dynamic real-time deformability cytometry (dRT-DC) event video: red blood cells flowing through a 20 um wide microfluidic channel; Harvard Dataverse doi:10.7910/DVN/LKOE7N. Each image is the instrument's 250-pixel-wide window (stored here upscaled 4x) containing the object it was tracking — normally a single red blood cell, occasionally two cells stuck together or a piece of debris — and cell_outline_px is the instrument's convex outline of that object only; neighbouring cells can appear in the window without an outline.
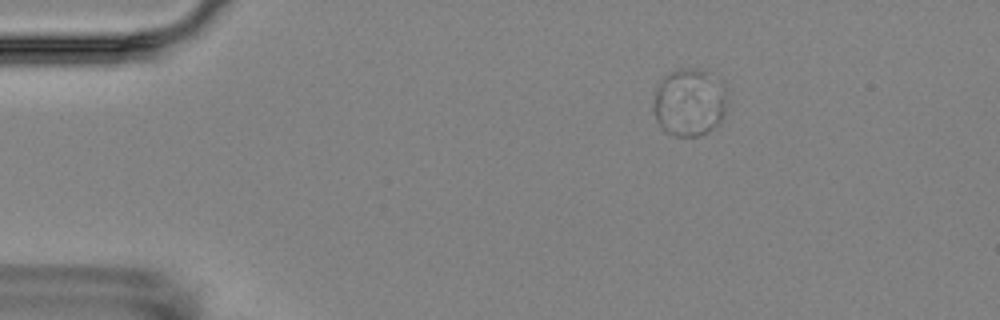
{"species": "Egyptian fruit bat (a non-hibernating species)", "species_latin": "Rousettus aegyptiacus", "temperature_condition": "room temperature", "stored_images_in_passage": 3, "camera_frame_rate_fps": 3000, "um_per_image_px": 0.085, "animal": {"sex": "female"}, "frame": {"image": 1, "passage_image": 1, "time_ms": 0.0, "image_size_px": [1000, 320], "cell_outline_px": [[728, 92], [724, 112], [720, 120], [708, 132], [696, 136], [676, 136], [664, 132], [656, 120], [652, 108], [652, 104], [656, 84], [664, 76], [672, 72], [684, 68], [708, 68], [720, 76], [724, 80], [728, 88]], "centroid_in_image_um": [58.62, 8.63], "position_along_channel_um": 26.4, "area_um2": 30.29}}